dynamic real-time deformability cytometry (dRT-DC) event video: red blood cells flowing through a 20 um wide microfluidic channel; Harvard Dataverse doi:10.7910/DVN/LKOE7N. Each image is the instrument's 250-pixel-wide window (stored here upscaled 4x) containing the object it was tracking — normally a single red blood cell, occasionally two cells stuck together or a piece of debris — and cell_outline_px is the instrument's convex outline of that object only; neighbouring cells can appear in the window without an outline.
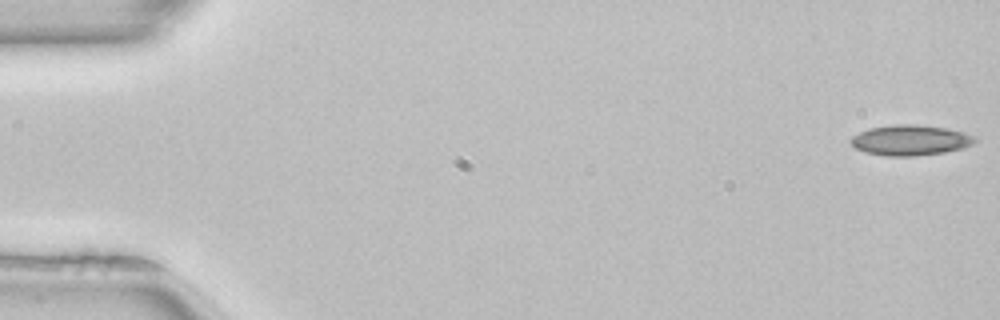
{"species": "common noctule bat (a hibernating species)", "species_latin": "Nyctalus noctula", "temperature_condition": "room temperature", "stored_images_in_passage": 51, "camera_frame_rate_fps": 3000, "um_per_image_px": 0.085, "animal": {"sex": "female", "body_mass_g": 22.7, "forearm_length_mm": 54.2}, "frame": {"image": 1, "passage_image": 1, "time_ms": 0.0, "image_size_px": [1000, 320], "cell_outline_px": [[976, 140], [972, 144], [964, 148], [944, 152], [916, 156], [884, 156], [864, 152], [856, 148], [848, 140], [852, 136], [868, 128], [892, 124], [916, 124], [944, 128], [964, 132], [976, 136]], "centroid_in_image_um": [77.36, 11.91], "position_along_channel_um": 7.6, "area_um2": 22.2}}
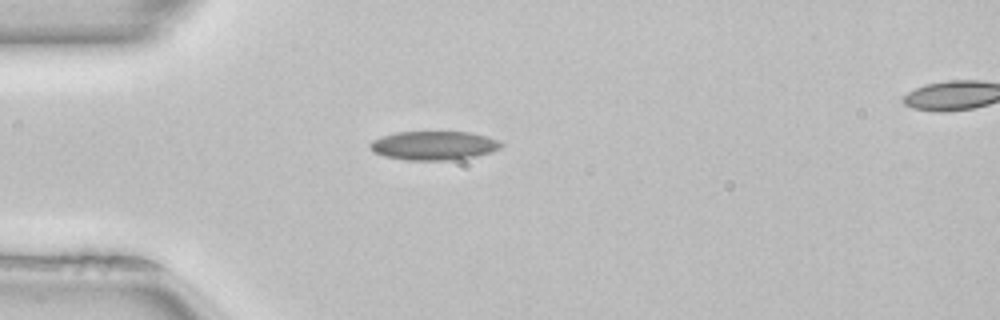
{"frame": {"image": 2, "passage_image": 14, "time_ms": 4.333, "image_size_px": [1000, 320], "cell_outline_px": [[504, 144], [500, 148], [492, 152], [476, 156], [452, 160], [408, 160], [384, 156], [376, 152], [368, 144], [372, 140], [396, 132], [472, 132], [488, 136], [500, 140]], "centroid_in_image_um": [36.95, 12.36], "position_along_channel_um": 48.1, "area_um2": 22.08}}
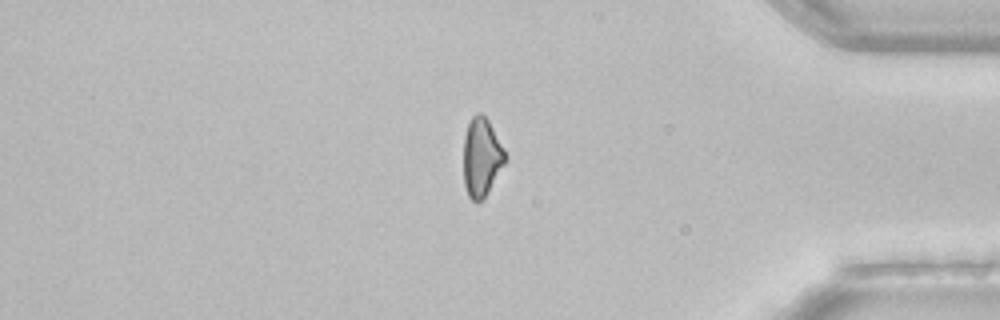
{"frame": {"image": 3, "passage_image": 43, "time_ms": 14.0, "image_size_px": [1000, 320], "cell_outline_px": [[508, 160], [488, 192], [476, 204], [468, 196], [464, 184], [464, 136], [468, 124], [472, 116], [476, 112], [480, 112], [488, 120], [504, 148], [508, 156]], "centroid_in_image_um": [40.95, 13.37], "position_along_channel_um": 394.2, "area_um2": 19.31}, "authors_computed_cell_mechanics": {"area_um2": 21.1548, "velocity_mm_per_s": 4.0264, "shape_relaxation_time_tau1_ms": 11.2242, "shape_relaxation_time_tau2_ms": null, "deformation_change_tau1": 0.178, "deformation_change_tau2": null}}